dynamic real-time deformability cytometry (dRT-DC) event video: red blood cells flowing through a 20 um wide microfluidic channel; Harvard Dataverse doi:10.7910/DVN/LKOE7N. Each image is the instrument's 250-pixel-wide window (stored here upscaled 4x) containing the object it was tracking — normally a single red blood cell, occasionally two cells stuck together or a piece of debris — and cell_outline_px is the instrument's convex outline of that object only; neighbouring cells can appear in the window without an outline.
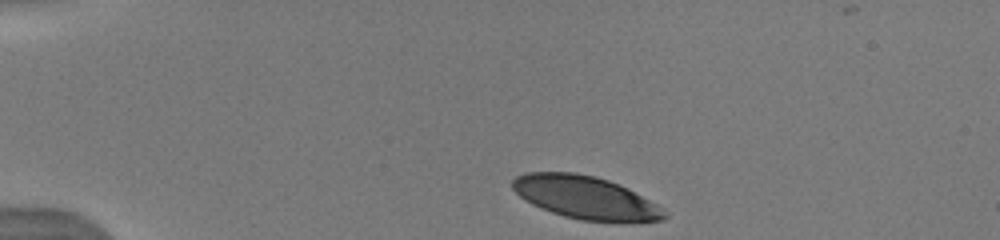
{"species": "human", "species_latin": "Homo sapiens", "temperature_condition": "warm", "stored_images_in_passage": 22, "camera_frame_rate_fps": 3000, "um_per_image_px": 0.085, "donor": {"sex": "male"}, "frame": {"image": 1, "passage_image": 1, "time_ms": 0.0, "image_size_px": [1000, 240], "cell_outline_px": [[668, 216], [664, 220], [580, 220], [564, 216], [540, 208], [524, 200], [512, 188], [512, 180], [516, 176], [528, 172], [576, 172], [596, 176], [608, 180], [628, 188], [664, 208]], "centroid_in_image_um": [49.73, 16.76], "position_along_channel_um": 35.3, "area_um2": 37.51}}